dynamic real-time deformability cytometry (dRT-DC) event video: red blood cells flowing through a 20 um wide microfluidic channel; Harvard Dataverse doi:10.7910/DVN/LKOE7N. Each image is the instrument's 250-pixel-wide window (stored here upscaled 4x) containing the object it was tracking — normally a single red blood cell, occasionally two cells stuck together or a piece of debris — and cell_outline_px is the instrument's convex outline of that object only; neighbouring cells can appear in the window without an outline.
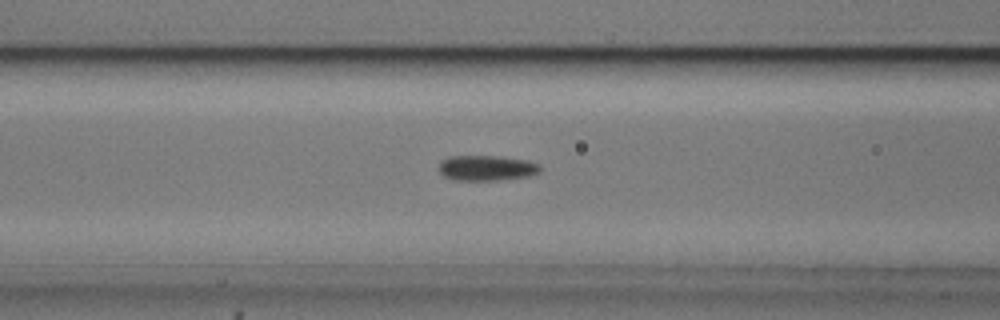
{"species": "common noctule bat (a hibernating species)", "species_latin": "Nyctalus noctula", "temperature_condition": "cold", "stored_images_in_passage": 55, "camera_frame_rate_fps": 3000, "um_per_image_px": 0.085, "animal": {"sex": "male", "body_mass_g": 20.5, "forearm_length_mm": 52.5}, "frame": {"image": 1, "passage_image": 22, "time_ms": 7.0, "image_size_px": [1000, 320], "cell_outline_px": [[540, 172], [528, 176], [496, 180], [456, 180], [444, 176], [436, 168], [440, 160], [448, 156], [500, 156], [528, 160], [540, 164]], "centroid_in_image_um": [41.32, 14.26], "position_along_channel_um": 125.3, "area_um2": 15.14}}
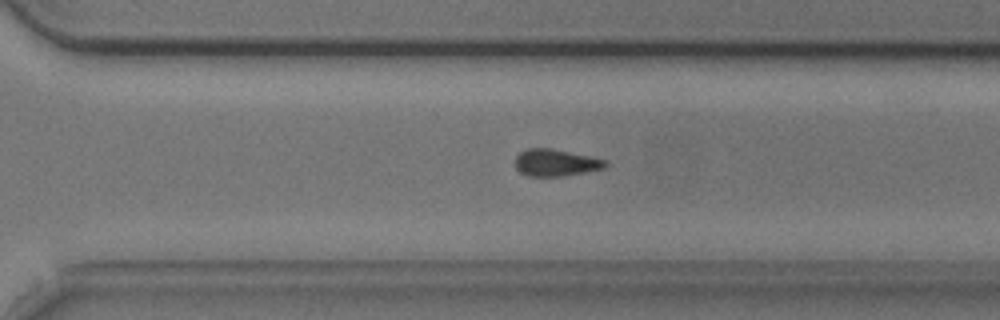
{"frame": {"image": 2, "passage_image": 38, "time_ms": 12.333, "image_size_px": [1000, 320], "cell_outline_px": [[608, 164], [604, 168], [564, 176], [528, 176], [520, 172], [516, 168], [516, 156], [520, 152], [528, 148], [552, 148], [608, 160]], "centroid_in_image_um": [47.24, 13.82], "position_along_channel_um": 323.4, "area_um2": 14.16}}
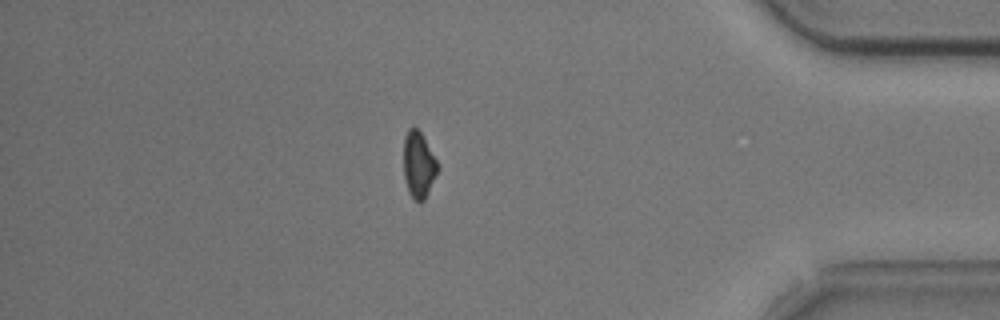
{"frame": {"image": 3, "passage_image": 47, "time_ms": 15.333, "image_size_px": [1000, 320], "cell_outline_px": [[440, 168], [424, 200], [416, 200], [408, 192], [404, 176], [404, 136], [408, 128], [412, 124], [420, 132], [440, 164]], "centroid_in_image_um": [35.59, 13.96], "position_along_channel_um": 399.6, "area_um2": 13.24}}